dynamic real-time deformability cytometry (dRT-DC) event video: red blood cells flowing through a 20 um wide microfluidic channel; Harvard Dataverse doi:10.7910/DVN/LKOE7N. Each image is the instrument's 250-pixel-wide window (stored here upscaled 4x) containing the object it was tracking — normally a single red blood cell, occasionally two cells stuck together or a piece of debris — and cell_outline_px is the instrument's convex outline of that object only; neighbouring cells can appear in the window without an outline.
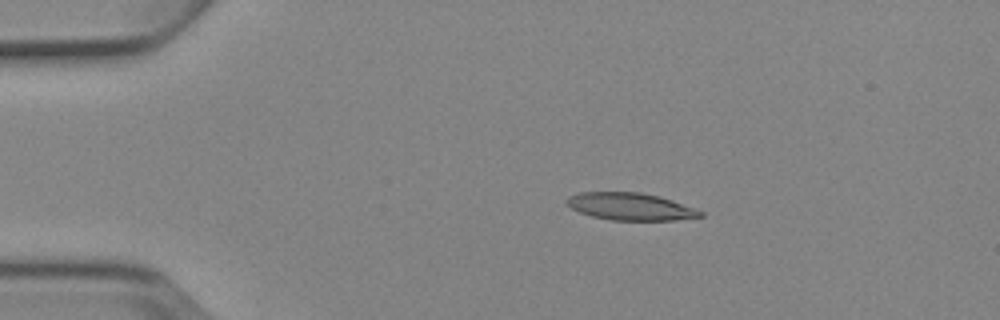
{"species": "Egyptian fruit bat (a non-hibernating species)", "species_latin": "Rousettus aegyptiacus", "temperature_condition": "cold", "stored_images_in_passage": 8, "camera_frame_rate_fps": 3000, "um_per_image_px": 0.085, "animal": {"sex": "female"}, "frame": {"image": 1, "passage_image": 3, "time_ms": 3.0, "image_size_px": [1000, 320], "cell_outline_px": [[704, 216], [676, 220], [612, 220], [592, 216], [580, 212], [572, 208], [564, 200], [568, 196], [580, 192], [640, 192], [660, 196], [696, 208], [704, 212]], "centroid_in_image_um": [53.61, 17.55], "position_along_channel_um": 31.4, "area_um2": 21.33}}
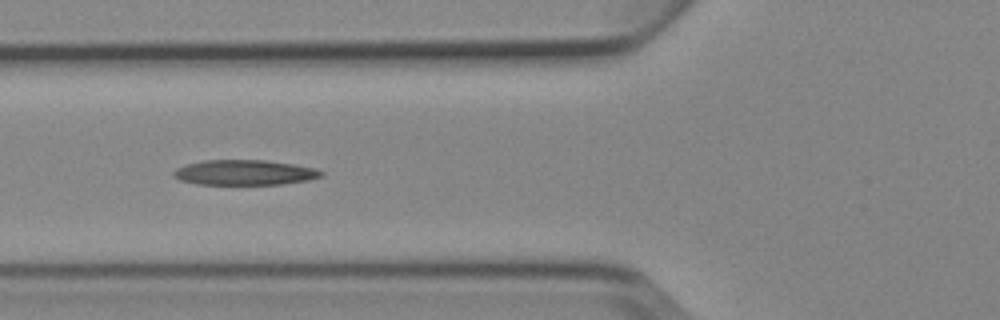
{"frame": {"image": 2, "passage_image": 6, "time_ms": 6.333, "image_size_px": [1000, 320], "cell_outline_px": [[324, 176], [308, 180], [280, 184], [196, 184], [180, 180], [172, 176], [172, 172], [176, 168], [184, 164], [204, 160], [264, 160], [292, 164], [316, 168], [324, 172]], "centroid_in_image_um": [20.76, 14.66], "position_along_channel_um": 105.0, "area_um2": 21.73}}
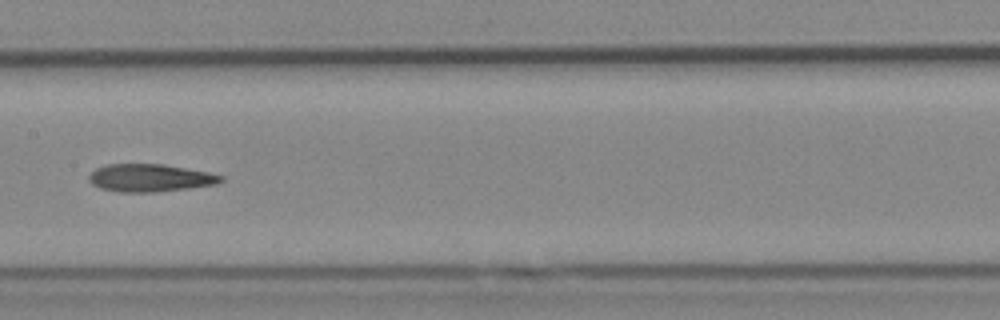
{"frame": {"image": 3, "passage_image": 8, "time_ms": 8.667, "image_size_px": [1000, 320], "cell_outline_px": [[224, 180], [216, 184], [192, 188], [156, 192], [116, 192], [100, 188], [92, 184], [88, 180], [88, 176], [96, 168], [108, 164], [160, 164], [208, 172], [224, 176]], "centroid_in_image_um": [12.74, 15.13], "position_along_channel_um": 194.7, "area_um2": 21.33}}